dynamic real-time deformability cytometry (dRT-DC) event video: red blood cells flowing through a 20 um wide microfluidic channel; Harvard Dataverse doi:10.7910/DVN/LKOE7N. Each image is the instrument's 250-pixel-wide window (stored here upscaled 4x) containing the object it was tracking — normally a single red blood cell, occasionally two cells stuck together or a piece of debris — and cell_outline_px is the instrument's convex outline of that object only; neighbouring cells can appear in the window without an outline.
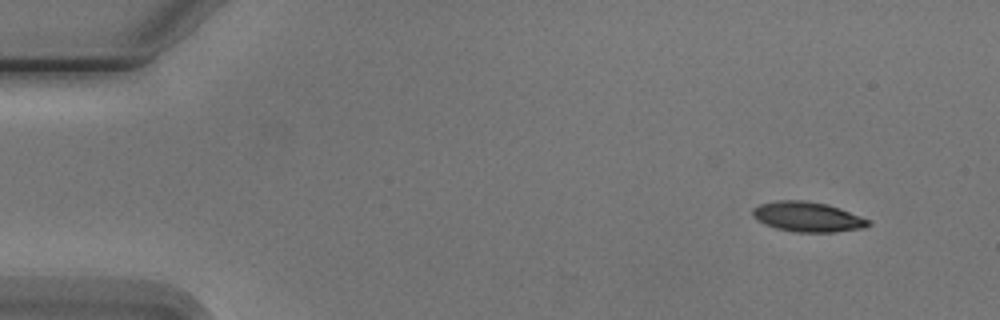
{"species": "Egyptian fruit bat (a non-hibernating species)", "species_latin": "Rousettus aegyptiacus", "temperature_condition": "cold", "stored_images_in_passage": 7, "camera_frame_rate_fps": 3000, "um_per_image_px": 0.085, "animal": {"sex": "male"}, "frame": {"image": 1, "passage_image": 1, "time_ms": 0.0, "image_size_px": [1000, 320], "cell_outline_px": [[872, 224], [864, 228], [836, 232], [792, 232], [776, 228], [764, 224], [756, 220], [752, 216], [752, 208], [760, 204], [776, 200], [804, 200], [828, 204], [840, 208], [872, 220]], "centroid_in_image_um": [68.66, 18.43], "position_along_channel_um": 16.3, "area_um2": 20.58}}
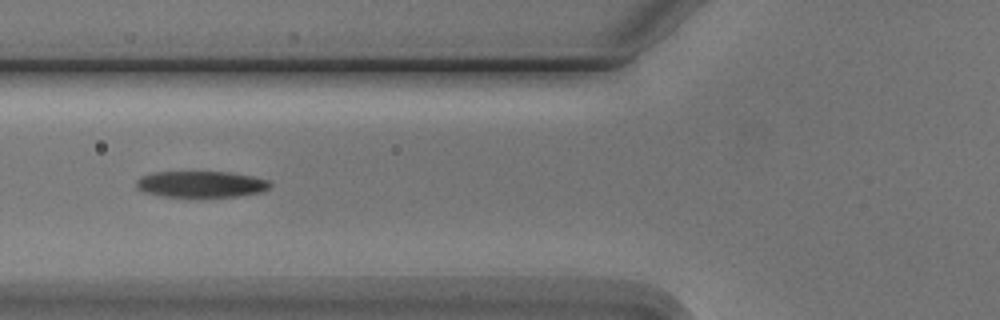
{"frame": {"image": 2, "passage_image": 5, "time_ms": 5.333, "image_size_px": [1000, 320], "cell_outline_px": [[272, 184], [268, 188], [260, 192], [236, 196], [160, 196], [144, 192], [136, 188], [136, 180], [140, 176], [152, 172], [232, 172], [252, 176], [268, 180]], "centroid_in_image_um": [17.05, 15.64], "position_along_channel_um": 108.8, "area_um2": 20.4}}
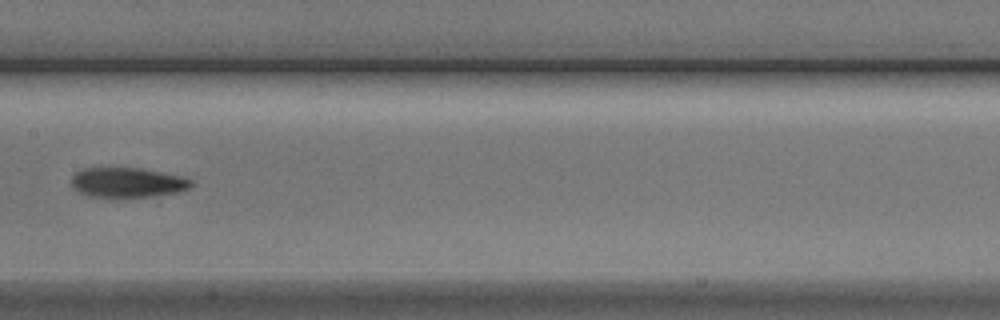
{"frame": {"image": 3, "passage_image": 7, "time_ms": 7.667, "image_size_px": [1000, 320], "cell_outline_px": [[192, 184], [188, 188], [180, 192], [120, 200], [116, 200], [88, 196], [72, 188], [72, 176], [76, 172], [84, 168], [140, 168], [184, 176], [192, 180]], "centroid_in_image_um": [10.82, 15.55], "position_along_channel_um": 196.6, "area_um2": 21.56}}